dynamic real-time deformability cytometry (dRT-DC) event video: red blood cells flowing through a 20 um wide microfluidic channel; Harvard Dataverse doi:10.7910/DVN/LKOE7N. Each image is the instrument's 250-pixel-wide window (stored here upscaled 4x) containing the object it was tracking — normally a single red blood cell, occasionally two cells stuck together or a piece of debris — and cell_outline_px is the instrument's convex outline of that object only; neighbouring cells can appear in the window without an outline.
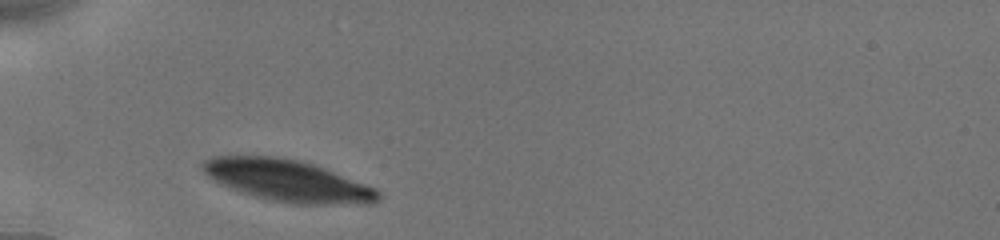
{"species": "human", "species_latin": "Homo sapiens", "temperature_condition": "cold", "stored_images_in_passage": 8, "camera_frame_rate_fps": 3000, "um_per_image_px": 0.085, "donor": {"sex": "male"}, "frame": {"image": 1, "passage_image": 1, "time_ms": 0.0, "image_size_px": [1000, 240], "cell_outline_px": [[384, 196], [380, 200], [372, 204], [292, 204], [272, 200], [240, 192], [212, 180], [200, 168], [200, 164], [204, 160], [212, 156], [280, 156], [300, 160], [324, 168], [376, 188]], "centroid_in_image_um": [24.46, 15.36], "position_along_channel_um": 60.5, "area_um2": 42.83}}
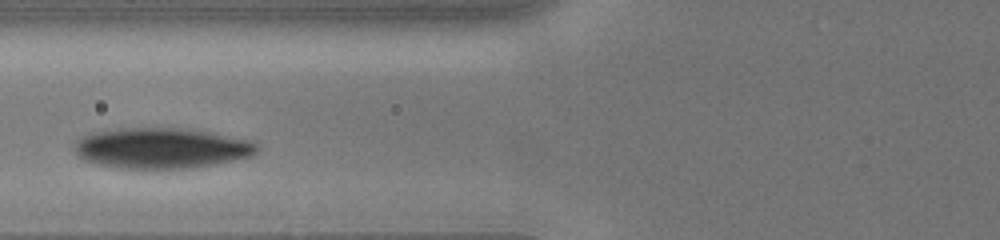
{"frame": {"image": 2, "passage_image": 3, "time_ms": 1.667, "image_size_px": [1000, 240], "cell_outline_px": [[260, 148], [252, 156], [216, 164], [196, 168], [116, 168], [96, 164], [84, 160], [76, 156], [76, 140], [88, 132], [120, 128], [188, 128], [252, 140]], "centroid_in_image_um": [13.72, 12.59], "position_along_channel_um": 112.1, "area_um2": 43.64}}
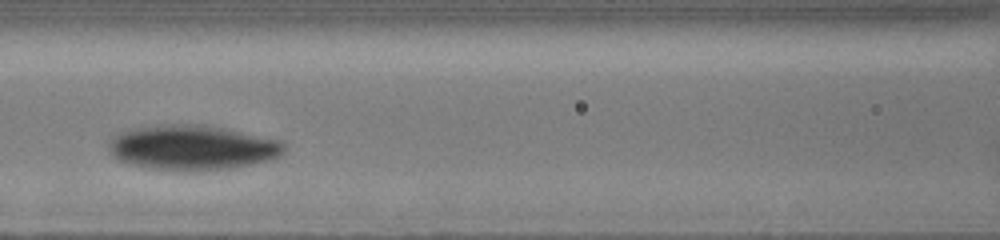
{"frame": {"image": 3, "passage_image": 6, "time_ms": 2.667, "image_size_px": [1000, 240], "cell_outline_px": [[284, 152], [280, 156], [268, 160], [252, 164], [232, 168], [188, 172], [148, 168], [128, 164], [116, 160], [108, 152], [108, 144], [112, 136], [136, 128], [160, 124], [204, 124], [284, 140]], "centroid_in_image_um": [16.34, 12.55], "position_along_channel_um": 150.3, "area_um2": 46.59}}